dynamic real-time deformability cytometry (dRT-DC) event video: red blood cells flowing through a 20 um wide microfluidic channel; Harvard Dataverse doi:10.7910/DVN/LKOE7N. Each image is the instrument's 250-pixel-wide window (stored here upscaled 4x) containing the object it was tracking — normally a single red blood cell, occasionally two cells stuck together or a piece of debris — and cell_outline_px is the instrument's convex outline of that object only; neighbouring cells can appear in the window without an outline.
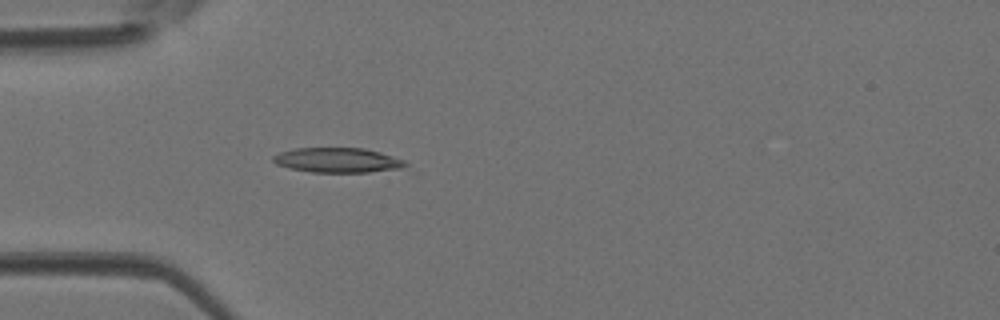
{"species": "Egyptian fruit bat (a non-hibernating species)", "species_latin": "Rousettus aegyptiacus", "temperature_condition": "room temperature", "stored_images_in_passage": 44, "camera_frame_rate_fps": 3000, "um_per_image_px": 0.085, "animal": {"sex": "female"}, "frame": {"image": 1, "passage_image": 13, "time_ms": 4.0, "image_size_px": [1000, 320], "cell_outline_px": [[408, 168], [368, 172], [312, 172], [288, 168], [276, 164], [272, 160], [272, 156], [280, 152], [296, 148], [364, 148], [380, 152], [404, 160], [408, 164]], "centroid_in_image_um": [28.72, 13.62], "position_along_channel_um": 56.3, "area_um2": 19.25}}
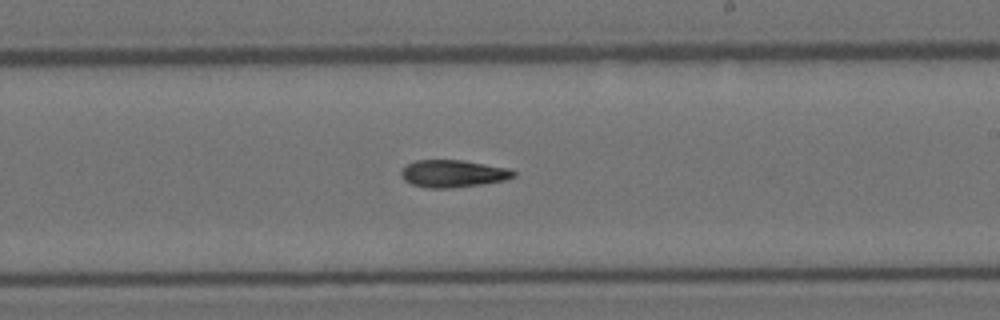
{"frame": {"image": 2, "passage_image": 26, "time_ms": 8.333, "image_size_px": [1000, 320], "cell_outline_px": [[516, 176], [504, 180], [484, 184], [448, 188], [428, 188], [412, 184], [404, 180], [400, 176], [400, 172], [404, 164], [416, 160], [460, 160], [508, 168], [516, 172]], "centroid_in_image_um": [38.46, 14.75], "position_along_channel_um": 250.5, "area_um2": 17.98}}
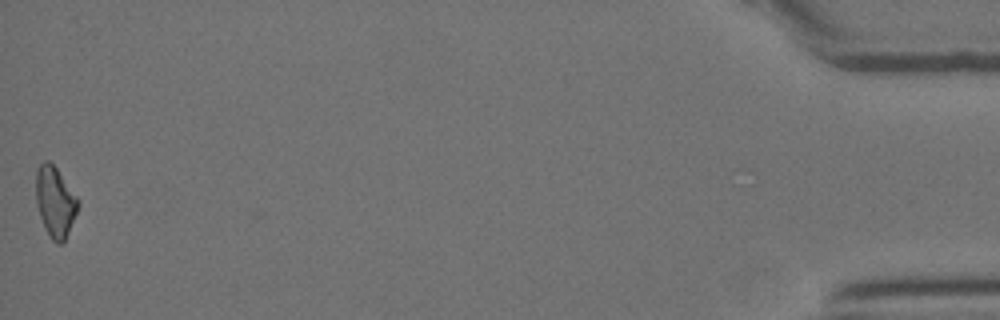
{"frame": {"image": 3, "passage_image": 44, "time_ms": 14.333, "image_size_px": [1000, 320], "cell_outline_px": [[80, 204], [64, 240], [60, 244], [56, 244], [52, 240], [40, 216], [36, 204], [36, 168], [44, 160], [48, 160], [56, 168], [80, 200]], "centroid_in_image_um": [4.68, 17.11], "position_along_channel_um": 430.5, "area_um2": 17.05}}